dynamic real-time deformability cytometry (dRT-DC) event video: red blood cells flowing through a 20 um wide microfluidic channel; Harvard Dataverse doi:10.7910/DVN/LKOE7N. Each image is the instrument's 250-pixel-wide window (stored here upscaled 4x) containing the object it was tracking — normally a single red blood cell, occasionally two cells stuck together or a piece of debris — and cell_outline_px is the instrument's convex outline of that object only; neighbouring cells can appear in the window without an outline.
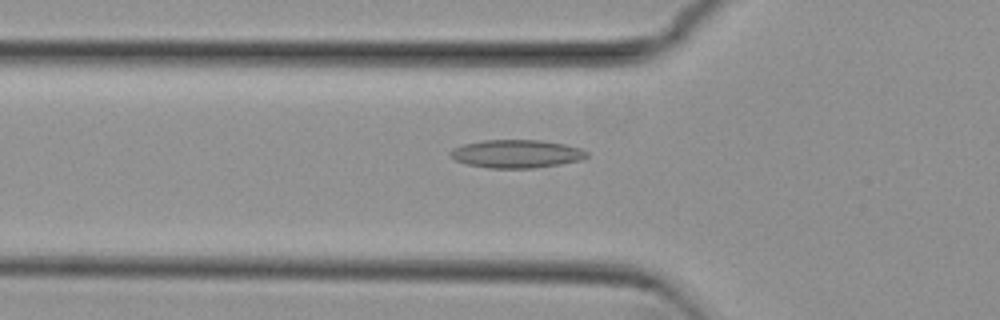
{"species": "common noctule bat (a hibernating species)", "species_latin": "Nyctalus noctula", "temperature_condition": "cold", "stored_images_in_passage": 48, "camera_frame_rate_fps": 3000, "um_per_image_px": 0.085, "animal": {"sex": "female", "body_mass_g": 29.2, "forearm_length_mm": 56.3}, "frame": {"image": 1, "passage_image": 13, "time_ms": 4.0, "image_size_px": [1000, 320], "cell_outline_px": [[588, 156], [580, 160], [560, 164], [532, 168], [488, 168], [468, 164], [456, 160], [448, 152], [452, 148], [464, 144], [484, 140], [540, 140], [564, 144], [580, 148], [588, 152]], "centroid_in_image_um": [43.9, 13.07], "position_along_channel_um": 81.9, "area_um2": 22.25}}
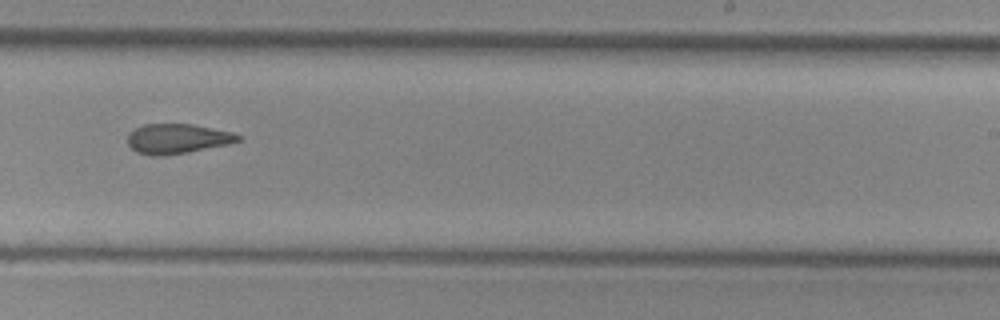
{"frame": {"image": 2, "passage_image": 28, "time_ms": 9.0, "image_size_px": [1000, 320], "cell_outline_px": [[244, 136], [240, 140], [228, 144], [188, 152], [164, 156], [152, 156], [136, 152], [128, 144], [128, 132], [144, 124], [192, 124], [232, 132]], "centroid_in_image_um": [15.07, 11.79], "position_along_channel_um": 273.9, "area_um2": 19.25}}
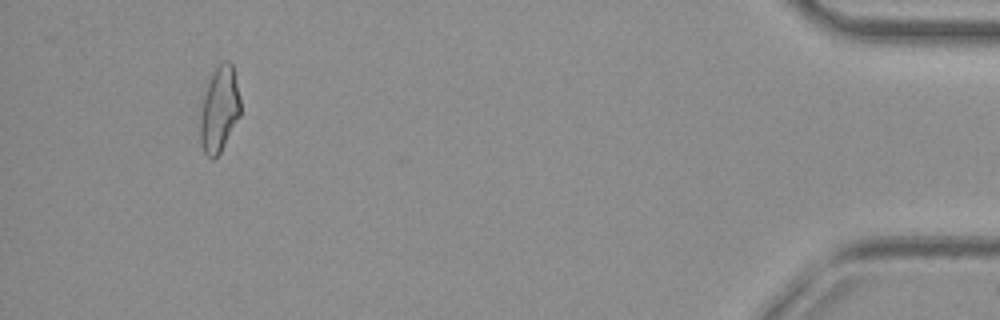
{"frame": {"image": 3, "passage_image": 45, "time_ms": 14.667, "image_size_px": [1000, 320], "cell_outline_px": [[240, 116], [220, 152], [212, 160], [204, 152], [200, 144], [200, 116], [204, 96], [212, 72], [216, 64], [220, 60], [228, 60], [232, 64], [240, 96]], "centroid_in_image_um": [18.64, 9.26], "position_along_channel_um": 416.6, "area_um2": 20.11}, "authors_computed_cell_mechanics": {"area_um2": 20.0855, "velocity_mm_per_s": 3.8301, "shape_relaxation_time_tau1_ms": null, "shape_relaxation_time_tau2_ms": 4.4689, "deformation_change_tau1": null, "deformation_change_tau2": 0.135}}